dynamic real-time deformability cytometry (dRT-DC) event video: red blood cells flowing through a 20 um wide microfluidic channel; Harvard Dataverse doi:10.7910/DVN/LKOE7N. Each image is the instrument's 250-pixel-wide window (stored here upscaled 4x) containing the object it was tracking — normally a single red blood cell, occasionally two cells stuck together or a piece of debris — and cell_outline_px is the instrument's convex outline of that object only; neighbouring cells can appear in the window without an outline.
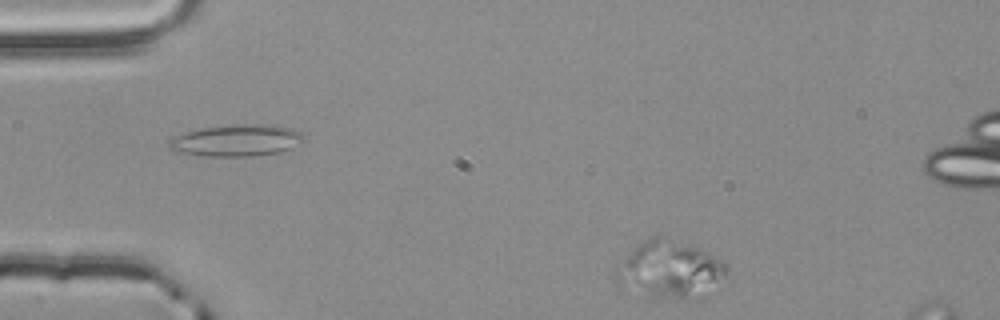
{"species": "common noctule bat (a hibernating species)", "species_latin": "Nyctalus noctula", "temperature_condition": "room temperature", "stored_images_in_passage": 18, "segment_of_instrument_passage": [2, 2], "camera_frame_rate_fps": 3000, "um_per_image_px": 0.085, "animal": {"sex": "male", "body_mass_g": 20.4}, "frame": {"image": 1, "passage_image": 18, "time_ms": 5.667, "image_size_px": [1000, 320], "cell_outline_px": [[728, 268], [724, 276], [696, 300], [684, 300], [620, 292], [612, 280], [616, 272], [632, 248], [636, 244], [648, 236], [668, 236], [688, 244], [716, 256], [728, 264]], "centroid_in_image_um": [56.83, 22.93], "position_along_channel_um": 28.2, "area_um2": 37.69}}